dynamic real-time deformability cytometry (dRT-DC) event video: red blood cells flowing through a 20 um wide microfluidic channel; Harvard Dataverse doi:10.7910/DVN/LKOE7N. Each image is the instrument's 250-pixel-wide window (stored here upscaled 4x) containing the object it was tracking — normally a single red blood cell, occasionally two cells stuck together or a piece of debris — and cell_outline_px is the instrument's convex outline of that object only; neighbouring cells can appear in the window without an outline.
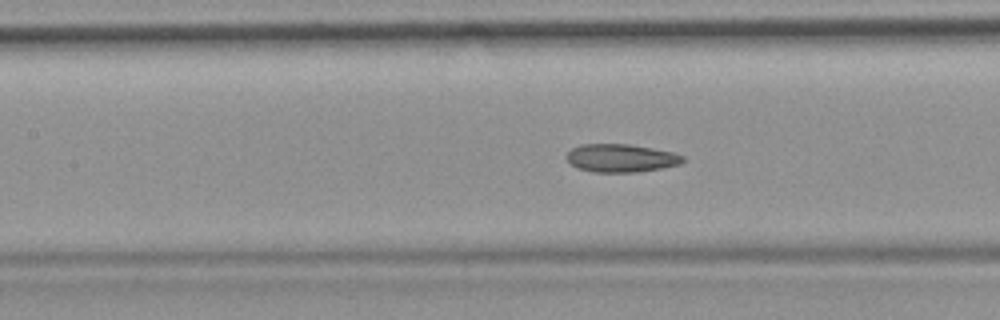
{"species": "common noctule bat (a hibernating species)", "species_latin": "Nyctalus noctula", "temperature_condition": "room temperature", "stored_images_in_passage": 53, "camera_frame_rate_fps": 3000, "um_per_image_px": 0.085, "animal": {"sex": "female", "body_mass_g": 19.9}, "frame": {"image": 1, "passage_image": 23, "time_ms": 7.333, "image_size_px": [1000, 320], "cell_outline_px": [[688, 160], [680, 164], [660, 168], [636, 172], [592, 172], [576, 168], [564, 156], [572, 148], [580, 144], [628, 144], [652, 148], [672, 152], [684, 156]], "centroid_in_image_um": [52.78, 13.43], "position_along_channel_um": 154.6, "area_um2": 19.13}, "authors_computed_cell_mechanics": {"area_um2": 19.7676, "velocity_mm_per_s": 3.8656, "shape_relaxation_time_tau1_ms": null, "shape_relaxation_time_tau2_ms": 2.9868, "deformation_change_tau1": null, "deformation_change_tau2": 0.0916}}